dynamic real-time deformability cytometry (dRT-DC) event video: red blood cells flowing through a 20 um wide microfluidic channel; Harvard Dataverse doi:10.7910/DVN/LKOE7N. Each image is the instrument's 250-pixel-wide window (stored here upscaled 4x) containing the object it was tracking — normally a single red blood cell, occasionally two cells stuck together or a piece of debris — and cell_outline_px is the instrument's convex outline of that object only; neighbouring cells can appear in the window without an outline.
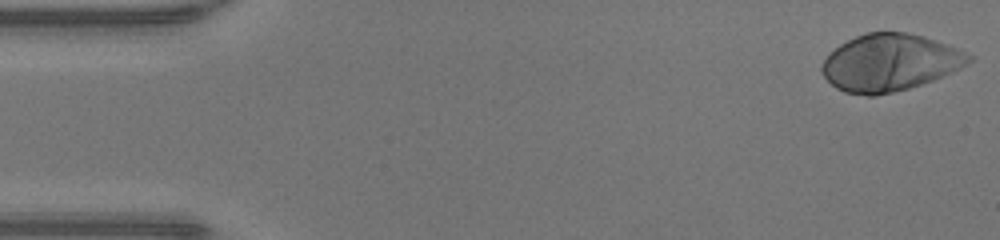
{"species": "human", "species_latin": "Homo sapiens", "temperature_condition": "warm", "stored_images_in_passage": 48, "camera_frame_rate_fps": 3000, "um_per_image_px": 0.085, "donor": {"sex": "male"}, "frame": {"image": 1, "passage_image": 1, "time_ms": 0.0, "image_size_px": [1000, 240], "cell_outline_px": [[972, 60], [960, 68], [932, 80], [908, 88], [876, 96], [868, 96], [844, 92], [836, 88], [824, 76], [820, 68], [820, 64], [828, 52], [840, 44], [856, 36], [868, 32], [904, 32], [924, 36], [956, 48], [972, 56]], "centroid_in_image_um": [75.57, 5.32], "position_along_channel_um": 9.4, "area_um2": 48.55}}
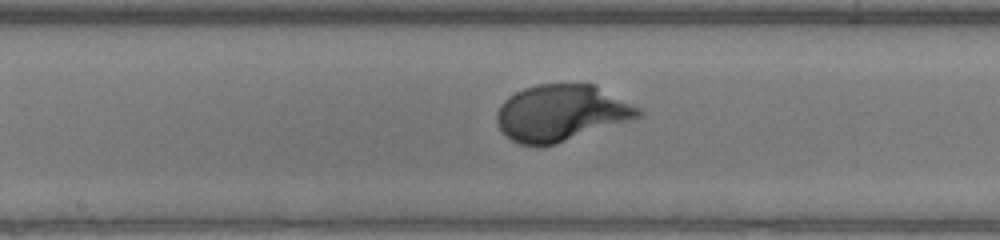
{"frame": {"image": 2, "passage_image": 24, "time_ms": 7.667, "image_size_px": [1000, 240], "cell_outline_px": [[644, 112], [640, 116], [632, 120], [556, 144], [520, 144], [512, 140], [500, 128], [496, 120], [496, 112], [500, 104], [508, 96], [524, 88], [536, 84], [596, 84], [640, 108]], "centroid_in_image_um": [47.73, 9.58], "position_along_channel_um": 200.5, "area_um2": 46.36}}
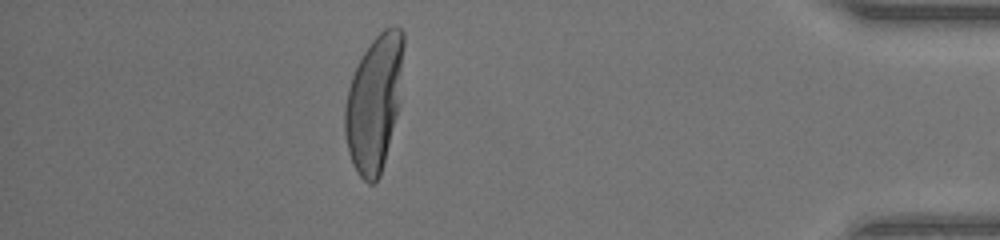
{"frame": {"image": 3, "passage_image": 42, "time_ms": 13.667, "image_size_px": [1000, 240], "cell_outline_px": [[404, 44], [396, 116], [380, 176], [372, 184], [368, 184], [356, 172], [352, 164], [348, 152], [344, 136], [344, 108], [348, 88], [352, 76], [364, 52], [372, 40], [384, 28], [392, 24], [396, 24], [404, 32]], "centroid_in_image_um": [31.78, 8.74], "position_along_channel_um": 403.4, "area_um2": 46.07}, "authors_computed_cell_mechanics": {"area_um2": 45.9221, "velocity_mm_per_s": 4.2358, "shape_relaxation_time_tau1_ms": 2.6331, "shape_relaxation_time_tau2_ms": null, "deformation_change_tau1": 0.226, "deformation_change_tau2": null}}